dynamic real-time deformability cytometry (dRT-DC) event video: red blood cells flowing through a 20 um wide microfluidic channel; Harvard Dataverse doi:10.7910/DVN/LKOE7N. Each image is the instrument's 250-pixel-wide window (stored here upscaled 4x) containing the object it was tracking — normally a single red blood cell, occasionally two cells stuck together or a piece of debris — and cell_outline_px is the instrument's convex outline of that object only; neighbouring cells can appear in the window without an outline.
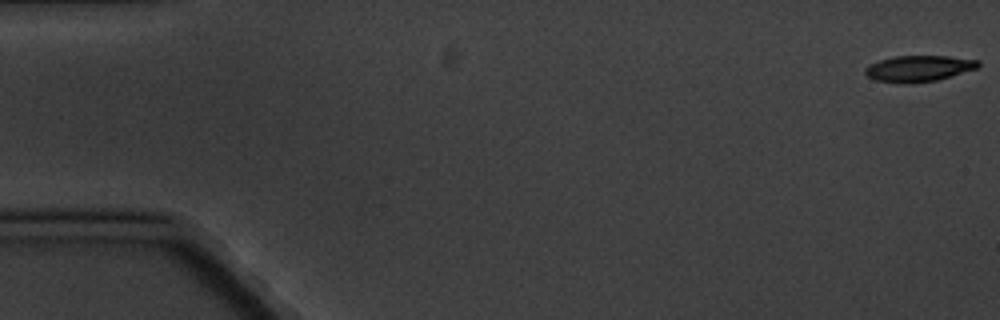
{"species": "common noctule bat (a hibernating species)", "species_latin": "Nyctalus noctula", "temperature_condition": "cold", "stored_images_in_passage": 5, "camera_frame_rate_fps": 3000, "um_per_image_px": 0.085, "animal": {"sex": "male", "body_mass_g": 20.1, "forearm_length_mm": 53.5}, "frame": {"image": 1, "passage_image": 1, "time_ms": 0.0, "image_size_px": [1000, 320], "cell_outline_px": [[980, 64], [976, 68], [936, 80], [912, 84], [904, 84], [876, 80], [868, 76], [864, 72], [864, 68], [868, 64], [880, 60], [896, 56], [948, 56], [980, 60]], "centroid_in_image_um": [78.05, 5.82], "position_along_channel_um": 6.9, "area_um2": 17.17}}
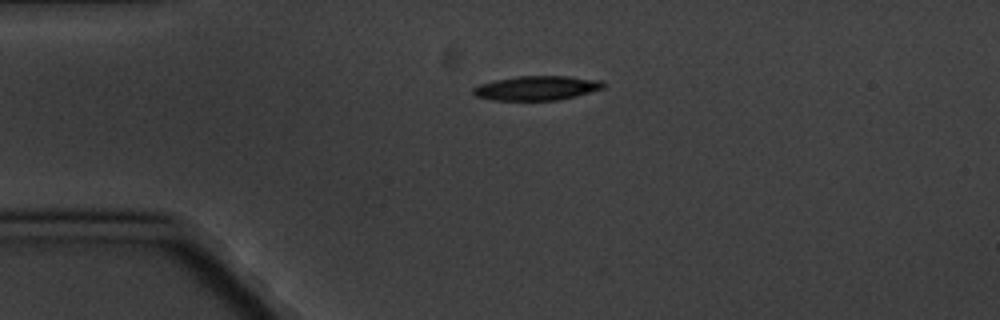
{"frame": {"image": 2, "passage_image": 4, "time_ms": 4.333, "image_size_px": [1000, 320], "cell_outline_px": [[604, 88], [576, 96], [560, 100], [492, 100], [476, 96], [472, 92], [472, 88], [480, 84], [496, 80], [520, 76], [568, 76], [600, 80], [604, 84]], "centroid_in_image_um": [45.62, 7.49], "position_along_channel_um": 39.4, "area_um2": 18.38}}